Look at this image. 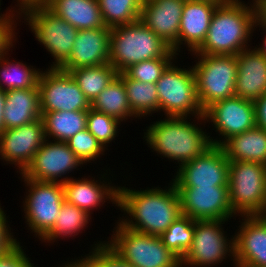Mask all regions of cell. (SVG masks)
<instances>
[{
    "instance_id": "b9f144b4",
    "label": "cell",
    "mask_w": 266,
    "mask_h": 267,
    "mask_svg": "<svg viewBox=\"0 0 266 267\" xmlns=\"http://www.w3.org/2000/svg\"><path fill=\"white\" fill-rule=\"evenodd\" d=\"M255 8V25L254 28H260L266 31V0H252Z\"/></svg>"
},
{
    "instance_id": "bcb514c9",
    "label": "cell",
    "mask_w": 266,
    "mask_h": 267,
    "mask_svg": "<svg viewBox=\"0 0 266 267\" xmlns=\"http://www.w3.org/2000/svg\"><path fill=\"white\" fill-rule=\"evenodd\" d=\"M58 267H87L80 259H76L74 258V260L72 259L71 261L65 263H63V265L58 266Z\"/></svg>"
},
{
    "instance_id": "484cf974",
    "label": "cell",
    "mask_w": 266,
    "mask_h": 267,
    "mask_svg": "<svg viewBox=\"0 0 266 267\" xmlns=\"http://www.w3.org/2000/svg\"><path fill=\"white\" fill-rule=\"evenodd\" d=\"M223 148L229 162H257L266 166V130L254 127L226 140Z\"/></svg>"
},
{
    "instance_id": "60d3db41",
    "label": "cell",
    "mask_w": 266,
    "mask_h": 267,
    "mask_svg": "<svg viewBox=\"0 0 266 267\" xmlns=\"http://www.w3.org/2000/svg\"><path fill=\"white\" fill-rule=\"evenodd\" d=\"M19 242L12 250L0 257V267H36L26 255L25 248Z\"/></svg>"
},
{
    "instance_id": "836d02e7",
    "label": "cell",
    "mask_w": 266,
    "mask_h": 267,
    "mask_svg": "<svg viewBox=\"0 0 266 267\" xmlns=\"http://www.w3.org/2000/svg\"><path fill=\"white\" fill-rule=\"evenodd\" d=\"M195 220L181 215L160 235L163 244L180 260L190 249L194 236Z\"/></svg>"
},
{
    "instance_id": "83f0119b",
    "label": "cell",
    "mask_w": 266,
    "mask_h": 267,
    "mask_svg": "<svg viewBox=\"0 0 266 267\" xmlns=\"http://www.w3.org/2000/svg\"><path fill=\"white\" fill-rule=\"evenodd\" d=\"M91 108L121 122L137 118L131 111L123 80L118 75L91 103Z\"/></svg>"
},
{
    "instance_id": "30bf717a",
    "label": "cell",
    "mask_w": 266,
    "mask_h": 267,
    "mask_svg": "<svg viewBox=\"0 0 266 267\" xmlns=\"http://www.w3.org/2000/svg\"><path fill=\"white\" fill-rule=\"evenodd\" d=\"M21 178L28 187L22 202L26 227L41 240L53 228L59 216L65 200L63 184Z\"/></svg>"
},
{
    "instance_id": "1f68e13d",
    "label": "cell",
    "mask_w": 266,
    "mask_h": 267,
    "mask_svg": "<svg viewBox=\"0 0 266 267\" xmlns=\"http://www.w3.org/2000/svg\"><path fill=\"white\" fill-rule=\"evenodd\" d=\"M69 73L90 103H92L118 75L117 70L110 63L73 69L70 70Z\"/></svg>"
},
{
    "instance_id": "5bb4252c",
    "label": "cell",
    "mask_w": 266,
    "mask_h": 267,
    "mask_svg": "<svg viewBox=\"0 0 266 267\" xmlns=\"http://www.w3.org/2000/svg\"><path fill=\"white\" fill-rule=\"evenodd\" d=\"M204 117L207 123L211 122L214 126L212 130L216 129L218 135L223 137H210L215 146H221L232 136L257 126L254 102L237 96L213 103L204 111Z\"/></svg>"
},
{
    "instance_id": "f1b7e54d",
    "label": "cell",
    "mask_w": 266,
    "mask_h": 267,
    "mask_svg": "<svg viewBox=\"0 0 266 267\" xmlns=\"http://www.w3.org/2000/svg\"><path fill=\"white\" fill-rule=\"evenodd\" d=\"M123 80L131 111L137 117L151 116L159 112V99L155 83L131 79L125 72L118 73Z\"/></svg>"
},
{
    "instance_id": "8992f818",
    "label": "cell",
    "mask_w": 266,
    "mask_h": 267,
    "mask_svg": "<svg viewBox=\"0 0 266 267\" xmlns=\"http://www.w3.org/2000/svg\"><path fill=\"white\" fill-rule=\"evenodd\" d=\"M192 55L196 56L195 59L198 58L192 68L203 111L217 101L235 96L236 55H207L196 52Z\"/></svg>"
},
{
    "instance_id": "e0dca14e",
    "label": "cell",
    "mask_w": 266,
    "mask_h": 267,
    "mask_svg": "<svg viewBox=\"0 0 266 267\" xmlns=\"http://www.w3.org/2000/svg\"><path fill=\"white\" fill-rule=\"evenodd\" d=\"M45 140L42 118L20 127L4 130L0 133V160L4 165H14L20 174L32 162L35 153Z\"/></svg>"
},
{
    "instance_id": "4fadbf2b",
    "label": "cell",
    "mask_w": 266,
    "mask_h": 267,
    "mask_svg": "<svg viewBox=\"0 0 266 267\" xmlns=\"http://www.w3.org/2000/svg\"><path fill=\"white\" fill-rule=\"evenodd\" d=\"M85 165L68 147L66 142L46 139L35 153L32 162L20 173L31 180L65 183L69 173ZM68 175V176H65ZM69 177V178H68Z\"/></svg>"
},
{
    "instance_id": "277c9868",
    "label": "cell",
    "mask_w": 266,
    "mask_h": 267,
    "mask_svg": "<svg viewBox=\"0 0 266 267\" xmlns=\"http://www.w3.org/2000/svg\"><path fill=\"white\" fill-rule=\"evenodd\" d=\"M155 58H178L141 20L111 28L109 63L118 73L132 64Z\"/></svg>"
},
{
    "instance_id": "44dd1931",
    "label": "cell",
    "mask_w": 266,
    "mask_h": 267,
    "mask_svg": "<svg viewBox=\"0 0 266 267\" xmlns=\"http://www.w3.org/2000/svg\"><path fill=\"white\" fill-rule=\"evenodd\" d=\"M110 34L109 27L78 30L71 54L59 69L69 72L109 63Z\"/></svg>"
},
{
    "instance_id": "603a6c76",
    "label": "cell",
    "mask_w": 266,
    "mask_h": 267,
    "mask_svg": "<svg viewBox=\"0 0 266 267\" xmlns=\"http://www.w3.org/2000/svg\"><path fill=\"white\" fill-rule=\"evenodd\" d=\"M235 96L256 101L266 94V57L255 47L236 55Z\"/></svg>"
},
{
    "instance_id": "8fae6325",
    "label": "cell",
    "mask_w": 266,
    "mask_h": 267,
    "mask_svg": "<svg viewBox=\"0 0 266 267\" xmlns=\"http://www.w3.org/2000/svg\"><path fill=\"white\" fill-rule=\"evenodd\" d=\"M227 221H195L192 245L182 258L181 267H213L227 258L235 264L234 235L229 238L222 227Z\"/></svg>"
},
{
    "instance_id": "52a82bcc",
    "label": "cell",
    "mask_w": 266,
    "mask_h": 267,
    "mask_svg": "<svg viewBox=\"0 0 266 267\" xmlns=\"http://www.w3.org/2000/svg\"><path fill=\"white\" fill-rule=\"evenodd\" d=\"M229 202L238 216L262 215L266 209V166L257 162L229 163Z\"/></svg>"
},
{
    "instance_id": "f546056e",
    "label": "cell",
    "mask_w": 266,
    "mask_h": 267,
    "mask_svg": "<svg viewBox=\"0 0 266 267\" xmlns=\"http://www.w3.org/2000/svg\"><path fill=\"white\" fill-rule=\"evenodd\" d=\"M91 215L75 205L64 200L60 208L59 216L53 228L40 240L42 243L54 244L62 237L71 239L81 234L89 224Z\"/></svg>"
},
{
    "instance_id": "8d00e7d4",
    "label": "cell",
    "mask_w": 266,
    "mask_h": 267,
    "mask_svg": "<svg viewBox=\"0 0 266 267\" xmlns=\"http://www.w3.org/2000/svg\"><path fill=\"white\" fill-rule=\"evenodd\" d=\"M178 58H155L132 64L124 72L131 78L144 83H156L166 68Z\"/></svg>"
},
{
    "instance_id": "e575fe53",
    "label": "cell",
    "mask_w": 266,
    "mask_h": 267,
    "mask_svg": "<svg viewBox=\"0 0 266 267\" xmlns=\"http://www.w3.org/2000/svg\"><path fill=\"white\" fill-rule=\"evenodd\" d=\"M121 121L108 116L104 113L90 108L87 112V130L97 139L101 146L107 151L108 145L117 140L115 137L119 136V125ZM107 147V148H106Z\"/></svg>"
},
{
    "instance_id": "f35d334b",
    "label": "cell",
    "mask_w": 266,
    "mask_h": 267,
    "mask_svg": "<svg viewBox=\"0 0 266 267\" xmlns=\"http://www.w3.org/2000/svg\"><path fill=\"white\" fill-rule=\"evenodd\" d=\"M20 21H19V20ZM21 22L20 15L14 13L13 11L3 12V15L0 17V58L7 52L10 51V48H15L14 42L18 34L15 30H18L17 24ZM16 28V29H15Z\"/></svg>"
},
{
    "instance_id": "4dcf8cb0",
    "label": "cell",
    "mask_w": 266,
    "mask_h": 267,
    "mask_svg": "<svg viewBox=\"0 0 266 267\" xmlns=\"http://www.w3.org/2000/svg\"><path fill=\"white\" fill-rule=\"evenodd\" d=\"M8 55L9 51L0 58V89L10 91L36 88L42 70L21 61L10 60Z\"/></svg>"
},
{
    "instance_id": "ac0fdd59",
    "label": "cell",
    "mask_w": 266,
    "mask_h": 267,
    "mask_svg": "<svg viewBox=\"0 0 266 267\" xmlns=\"http://www.w3.org/2000/svg\"><path fill=\"white\" fill-rule=\"evenodd\" d=\"M242 217L234 235V266L266 267V220L262 215Z\"/></svg>"
},
{
    "instance_id": "d6986e66",
    "label": "cell",
    "mask_w": 266,
    "mask_h": 267,
    "mask_svg": "<svg viewBox=\"0 0 266 267\" xmlns=\"http://www.w3.org/2000/svg\"><path fill=\"white\" fill-rule=\"evenodd\" d=\"M108 170L109 174H107L108 171L106 173L102 171L104 174L102 173L101 177H98L100 180H95V177L90 178V176L87 178H70L63 183L65 200L86 211L89 215L93 214V210L101 209V206L107 201H109L107 203L112 202L115 207L118 206V186L112 184L108 176L110 175V169Z\"/></svg>"
},
{
    "instance_id": "ab89813d",
    "label": "cell",
    "mask_w": 266,
    "mask_h": 267,
    "mask_svg": "<svg viewBox=\"0 0 266 267\" xmlns=\"http://www.w3.org/2000/svg\"><path fill=\"white\" fill-rule=\"evenodd\" d=\"M5 213L0 203V257H3L19 243V240L17 241L11 232L8 216Z\"/></svg>"
},
{
    "instance_id": "5b68a950",
    "label": "cell",
    "mask_w": 266,
    "mask_h": 267,
    "mask_svg": "<svg viewBox=\"0 0 266 267\" xmlns=\"http://www.w3.org/2000/svg\"><path fill=\"white\" fill-rule=\"evenodd\" d=\"M117 221L105 242L127 263L134 267H181V260L160 237L129 229Z\"/></svg>"
},
{
    "instance_id": "7c38bea8",
    "label": "cell",
    "mask_w": 266,
    "mask_h": 267,
    "mask_svg": "<svg viewBox=\"0 0 266 267\" xmlns=\"http://www.w3.org/2000/svg\"><path fill=\"white\" fill-rule=\"evenodd\" d=\"M40 111H88L91 103L69 72L46 68L38 80Z\"/></svg>"
},
{
    "instance_id": "9c48e42d",
    "label": "cell",
    "mask_w": 266,
    "mask_h": 267,
    "mask_svg": "<svg viewBox=\"0 0 266 267\" xmlns=\"http://www.w3.org/2000/svg\"><path fill=\"white\" fill-rule=\"evenodd\" d=\"M173 61L155 83L159 99V114L166 116H204L198 96L193 68H181Z\"/></svg>"
},
{
    "instance_id": "7a4b0ae2",
    "label": "cell",
    "mask_w": 266,
    "mask_h": 267,
    "mask_svg": "<svg viewBox=\"0 0 266 267\" xmlns=\"http://www.w3.org/2000/svg\"><path fill=\"white\" fill-rule=\"evenodd\" d=\"M194 119L197 122L191 121L190 117L174 116H166L163 120H157L146 127L147 130L143 133L144 142L146 141L145 144L157 155L168 158L170 161L175 160L174 162L179 164L177 167L180 168L212 146L211 133L203 130L206 125L205 117L195 116ZM202 123L204 126L201 127Z\"/></svg>"
},
{
    "instance_id": "c3c4849f",
    "label": "cell",
    "mask_w": 266,
    "mask_h": 267,
    "mask_svg": "<svg viewBox=\"0 0 266 267\" xmlns=\"http://www.w3.org/2000/svg\"><path fill=\"white\" fill-rule=\"evenodd\" d=\"M194 1H207V2H212L215 4L222 5V4L229 2L230 0H194Z\"/></svg>"
},
{
    "instance_id": "cb8c5ba5",
    "label": "cell",
    "mask_w": 266,
    "mask_h": 267,
    "mask_svg": "<svg viewBox=\"0 0 266 267\" xmlns=\"http://www.w3.org/2000/svg\"><path fill=\"white\" fill-rule=\"evenodd\" d=\"M4 130L41 118L39 87L5 91Z\"/></svg>"
},
{
    "instance_id": "d590c367",
    "label": "cell",
    "mask_w": 266,
    "mask_h": 267,
    "mask_svg": "<svg viewBox=\"0 0 266 267\" xmlns=\"http://www.w3.org/2000/svg\"><path fill=\"white\" fill-rule=\"evenodd\" d=\"M66 143L74 154L86 165L87 163H92L91 161L94 163V161L100 159L106 152L87 128L76 133Z\"/></svg>"
},
{
    "instance_id": "d6a6232c",
    "label": "cell",
    "mask_w": 266,
    "mask_h": 267,
    "mask_svg": "<svg viewBox=\"0 0 266 267\" xmlns=\"http://www.w3.org/2000/svg\"><path fill=\"white\" fill-rule=\"evenodd\" d=\"M104 25L109 28L140 20L143 0H98Z\"/></svg>"
},
{
    "instance_id": "6da1fadb",
    "label": "cell",
    "mask_w": 266,
    "mask_h": 267,
    "mask_svg": "<svg viewBox=\"0 0 266 267\" xmlns=\"http://www.w3.org/2000/svg\"><path fill=\"white\" fill-rule=\"evenodd\" d=\"M124 212L118 220L129 229L160 236L182 215L180 198L173 181L165 189L136 190L118 186V206Z\"/></svg>"
},
{
    "instance_id": "4316f807",
    "label": "cell",
    "mask_w": 266,
    "mask_h": 267,
    "mask_svg": "<svg viewBox=\"0 0 266 267\" xmlns=\"http://www.w3.org/2000/svg\"><path fill=\"white\" fill-rule=\"evenodd\" d=\"M88 111L41 112L45 137L48 140L66 142L76 133L86 129Z\"/></svg>"
},
{
    "instance_id": "7dc6e473",
    "label": "cell",
    "mask_w": 266,
    "mask_h": 267,
    "mask_svg": "<svg viewBox=\"0 0 266 267\" xmlns=\"http://www.w3.org/2000/svg\"><path fill=\"white\" fill-rule=\"evenodd\" d=\"M264 33V39L262 38V43L259 44L257 47H255L261 54H263L266 57V31ZM261 45V46H260Z\"/></svg>"
},
{
    "instance_id": "7bdbcfd3",
    "label": "cell",
    "mask_w": 266,
    "mask_h": 267,
    "mask_svg": "<svg viewBox=\"0 0 266 267\" xmlns=\"http://www.w3.org/2000/svg\"><path fill=\"white\" fill-rule=\"evenodd\" d=\"M256 125L266 130V94L254 101Z\"/></svg>"
},
{
    "instance_id": "ba28073f",
    "label": "cell",
    "mask_w": 266,
    "mask_h": 267,
    "mask_svg": "<svg viewBox=\"0 0 266 267\" xmlns=\"http://www.w3.org/2000/svg\"><path fill=\"white\" fill-rule=\"evenodd\" d=\"M20 18L24 19L22 23L26 22L36 40L54 58L49 68H60L71 54L78 29L58 17L46 5L30 7Z\"/></svg>"
},
{
    "instance_id": "681fc988",
    "label": "cell",
    "mask_w": 266,
    "mask_h": 267,
    "mask_svg": "<svg viewBox=\"0 0 266 267\" xmlns=\"http://www.w3.org/2000/svg\"><path fill=\"white\" fill-rule=\"evenodd\" d=\"M262 216H263V217L265 218V220H266V209H265V211L263 212Z\"/></svg>"
},
{
    "instance_id": "ffe728a7",
    "label": "cell",
    "mask_w": 266,
    "mask_h": 267,
    "mask_svg": "<svg viewBox=\"0 0 266 267\" xmlns=\"http://www.w3.org/2000/svg\"><path fill=\"white\" fill-rule=\"evenodd\" d=\"M185 0H143L140 20L178 55Z\"/></svg>"
},
{
    "instance_id": "3957f363",
    "label": "cell",
    "mask_w": 266,
    "mask_h": 267,
    "mask_svg": "<svg viewBox=\"0 0 266 267\" xmlns=\"http://www.w3.org/2000/svg\"><path fill=\"white\" fill-rule=\"evenodd\" d=\"M251 2L230 0L218 5L212 15L207 37L196 53L237 55L251 47L248 43L256 30L255 8Z\"/></svg>"
},
{
    "instance_id": "ee69618b",
    "label": "cell",
    "mask_w": 266,
    "mask_h": 267,
    "mask_svg": "<svg viewBox=\"0 0 266 267\" xmlns=\"http://www.w3.org/2000/svg\"><path fill=\"white\" fill-rule=\"evenodd\" d=\"M16 2V7H13L11 5V8L8 7L7 10L13 11L16 14L21 15L26 9L30 7L46 5L48 3V0H17Z\"/></svg>"
},
{
    "instance_id": "d4e9b609",
    "label": "cell",
    "mask_w": 266,
    "mask_h": 267,
    "mask_svg": "<svg viewBox=\"0 0 266 267\" xmlns=\"http://www.w3.org/2000/svg\"><path fill=\"white\" fill-rule=\"evenodd\" d=\"M46 6L78 30L106 27L98 0H48Z\"/></svg>"
},
{
    "instance_id": "74e56055",
    "label": "cell",
    "mask_w": 266,
    "mask_h": 267,
    "mask_svg": "<svg viewBox=\"0 0 266 267\" xmlns=\"http://www.w3.org/2000/svg\"><path fill=\"white\" fill-rule=\"evenodd\" d=\"M89 254L79 259L87 267H134L127 263L116 251H114L105 241L94 242Z\"/></svg>"
},
{
    "instance_id": "2e32d148",
    "label": "cell",
    "mask_w": 266,
    "mask_h": 267,
    "mask_svg": "<svg viewBox=\"0 0 266 267\" xmlns=\"http://www.w3.org/2000/svg\"><path fill=\"white\" fill-rule=\"evenodd\" d=\"M182 215L195 221L230 220L237 217L229 202L228 186L176 187Z\"/></svg>"
},
{
    "instance_id": "f6af8a7d",
    "label": "cell",
    "mask_w": 266,
    "mask_h": 267,
    "mask_svg": "<svg viewBox=\"0 0 266 267\" xmlns=\"http://www.w3.org/2000/svg\"><path fill=\"white\" fill-rule=\"evenodd\" d=\"M5 91L0 89V133L4 131Z\"/></svg>"
},
{
    "instance_id": "9a60e30c",
    "label": "cell",
    "mask_w": 266,
    "mask_h": 267,
    "mask_svg": "<svg viewBox=\"0 0 266 267\" xmlns=\"http://www.w3.org/2000/svg\"><path fill=\"white\" fill-rule=\"evenodd\" d=\"M229 163L223 148L212 145L178 168L172 181L176 187L228 186Z\"/></svg>"
},
{
    "instance_id": "7402d4cb",
    "label": "cell",
    "mask_w": 266,
    "mask_h": 267,
    "mask_svg": "<svg viewBox=\"0 0 266 267\" xmlns=\"http://www.w3.org/2000/svg\"><path fill=\"white\" fill-rule=\"evenodd\" d=\"M218 5L207 1L185 0L179 26L178 55L183 46L191 53L201 47Z\"/></svg>"
}]
</instances>
